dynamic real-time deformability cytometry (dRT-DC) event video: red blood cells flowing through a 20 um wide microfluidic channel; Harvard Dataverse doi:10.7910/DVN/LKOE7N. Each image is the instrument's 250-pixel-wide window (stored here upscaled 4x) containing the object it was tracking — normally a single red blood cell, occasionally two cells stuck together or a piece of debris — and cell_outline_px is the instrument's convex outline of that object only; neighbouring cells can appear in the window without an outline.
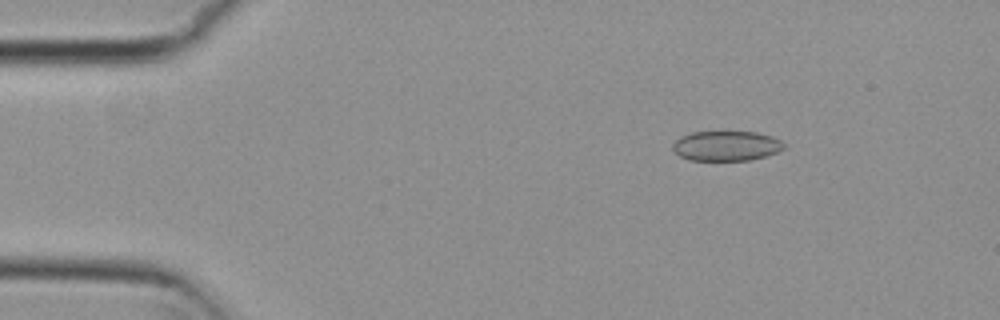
{"species": "common noctule bat (a hibernating species)", "species_latin": "Nyctalus noctula", "temperature_condition": "cold", "stored_images_in_passage": 5, "camera_frame_rate_fps": 3000, "um_per_image_px": 0.085, "animal": {"sex": "female", "body_mass_g": 29.2, "forearm_length_mm": 56.3}, "frame": {"image": 1, "passage_image": 3, "time_ms": 0.667, "image_size_px": [1000, 320], "cell_outline_px": [[784, 148], [776, 152], [764, 156], [748, 160], [688, 160], [680, 156], [672, 148], [672, 144], [680, 136], [692, 132], [756, 132], [772, 136], [780, 140], [784, 144]], "centroid_in_image_um": [61.71, 12.39], "position_along_channel_um": 23.3, "area_um2": 19.25}}